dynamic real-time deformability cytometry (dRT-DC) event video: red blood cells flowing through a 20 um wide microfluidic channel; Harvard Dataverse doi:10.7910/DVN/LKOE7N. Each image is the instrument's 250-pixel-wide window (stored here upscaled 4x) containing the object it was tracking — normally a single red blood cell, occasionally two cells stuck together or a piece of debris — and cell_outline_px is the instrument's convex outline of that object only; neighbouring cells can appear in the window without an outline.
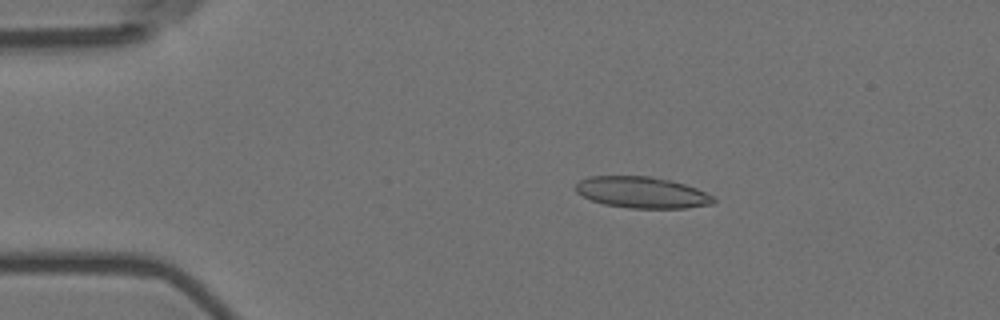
{"species": "Egyptian fruit bat (a non-hibernating species)", "species_latin": "Rousettus aegyptiacus", "temperature_condition": "room temperature", "stored_images_in_passage": 52, "camera_frame_rate_fps": 3000, "um_per_image_px": 0.085, "animal": {"sex": "female"}, "frame": {"image": 1, "passage_image": 7, "time_ms": 2.0, "image_size_px": [1000, 320], "cell_outline_px": [[716, 200], [712, 204], [684, 208], [628, 208], [604, 204], [592, 200], [576, 192], [576, 184], [580, 180], [588, 176], [648, 176], [668, 180], [684, 184], [696, 188], [712, 196]], "centroid_in_image_um": [54.54, 16.36], "position_along_channel_um": 30.5, "area_um2": 24.91}}
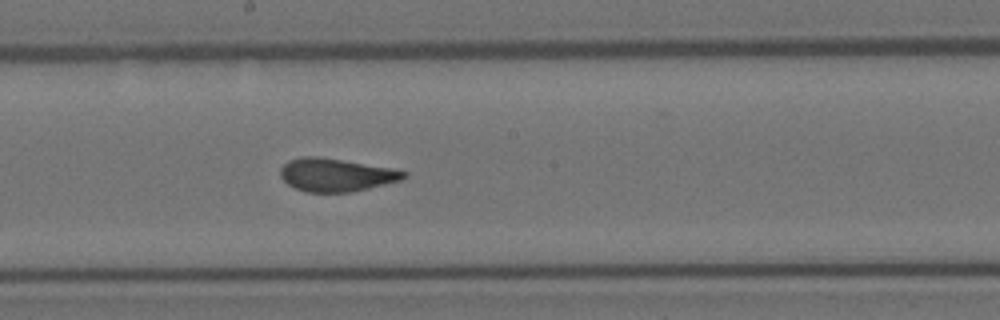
{"frame": {"image": 2, "passage_image": 27, "time_ms": 8.667, "image_size_px": [1000, 320], "cell_outline_px": [[408, 176], [400, 180], [368, 188], [348, 192], [308, 192], [296, 188], [288, 184], [280, 176], [280, 168], [288, 160], [300, 156], [320, 156], [396, 168], [408, 172]], "centroid_in_image_um": [28.58, 14.84], "position_along_channel_um": 219.6, "area_um2": 23.99}}
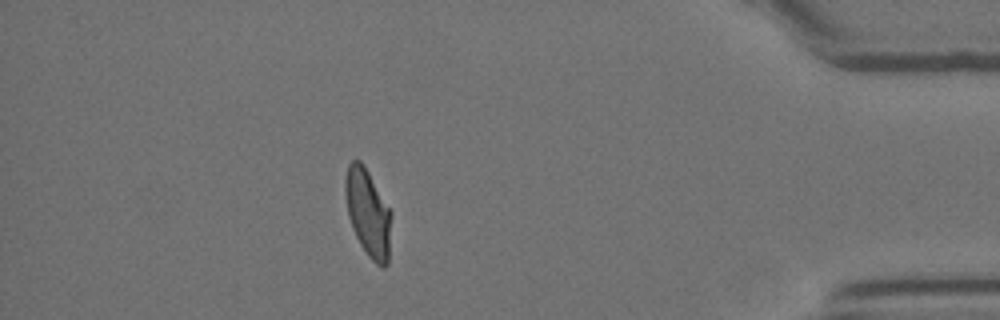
{"frame": {"image": 3, "passage_image": 46, "time_ms": 15.0, "image_size_px": [1000, 320], "cell_outline_px": [[392, 212], [388, 264], [384, 268], [376, 264], [368, 256], [360, 244], [352, 228], [348, 216], [344, 192], [344, 180], [348, 164], [352, 160], [360, 160], [364, 164]], "centroid_in_image_um": [31.28, 18.08], "position_along_channel_um": 403.9, "area_um2": 23.76}, "authors_computed_cell_mechanics": {"area_um2": 24.276, "velocity_mm_per_s": 3.6173, "shape_relaxation_time_tau1_ms": 7.4235, "shape_relaxation_time_tau2_ms": 0.9718, "deformation_change_tau1": 0.2095, "deformation_change_tau2": 0.0872}}